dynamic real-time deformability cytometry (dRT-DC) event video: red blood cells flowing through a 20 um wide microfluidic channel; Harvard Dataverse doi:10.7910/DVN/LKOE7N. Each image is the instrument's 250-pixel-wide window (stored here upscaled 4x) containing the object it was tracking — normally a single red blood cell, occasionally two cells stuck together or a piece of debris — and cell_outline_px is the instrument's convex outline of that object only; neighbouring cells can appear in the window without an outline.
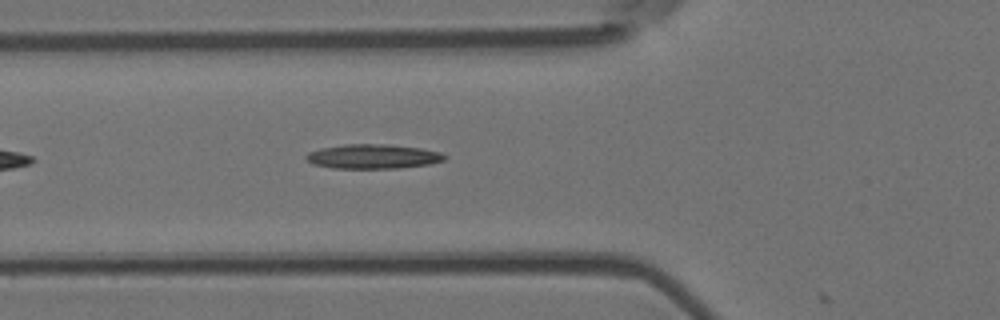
{"species": "Egyptian fruit bat (a non-hibernating species)", "species_latin": "Rousettus aegyptiacus", "temperature_condition": "room temperature", "stored_images_in_passage": 4, "camera_frame_rate_fps": 3000, "um_per_image_px": 0.085, "animal": {"sex": "female"}, "frame": {"image": 1, "passage_image": 3, "time_ms": 0.667, "image_size_px": [1000, 320], "cell_outline_px": [[448, 156], [444, 160], [432, 164], [400, 168], [332, 168], [312, 164], [304, 156], [308, 152], [320, 148], [344, 144], [388, 144], [420, 148], [440, 152]], "centroid_in_image_um": [31.71, 13.3], "position_along_channel_um": 94.1, "area_um2": 19.88}}